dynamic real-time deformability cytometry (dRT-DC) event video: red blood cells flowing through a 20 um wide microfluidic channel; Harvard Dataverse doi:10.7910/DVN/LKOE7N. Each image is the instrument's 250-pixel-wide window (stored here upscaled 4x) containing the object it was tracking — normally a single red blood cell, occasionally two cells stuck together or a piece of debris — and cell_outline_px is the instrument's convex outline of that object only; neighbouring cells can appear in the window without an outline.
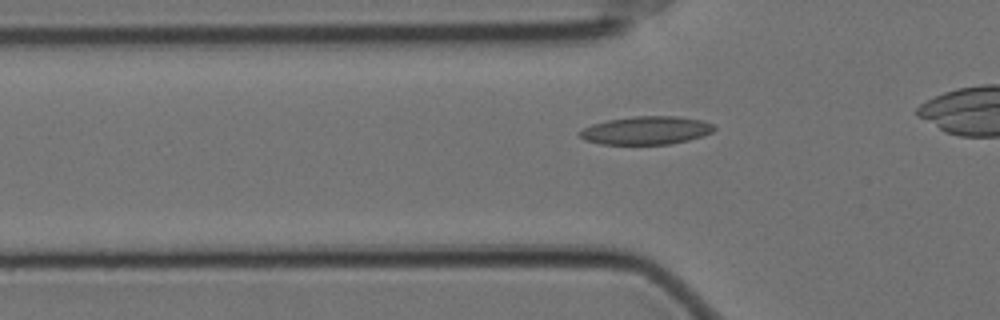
{"species": "Egyptian fruit bat (a non-hibernating species)", "species_latin": "Rousettus aegyptiacus", "temperature_condition": "cold", "stored_images_in_passage": 42, "camera_frame_rate_fps": 3000, "um_per_image_px": 0.085, "animal": {"sex": "female"}, "frame": {"image": 1, "passage_image": 14, "time_ms": 4.333, "image_size_px": [1000, 320], "cell_outline_px": [[716, 128], [712, 132], [704, 136], [672, 144], [600, 144], [584, 140], [580, 136], [580, 132], [584, 128], [592, 124], [608, 120], [632, 116], [676, 116], [704, 120], [712, 124]], "centroid_in_image_um": [54.96, 11.08], "position_along_channel_um": 70.8, "area_um2": 22.14}}
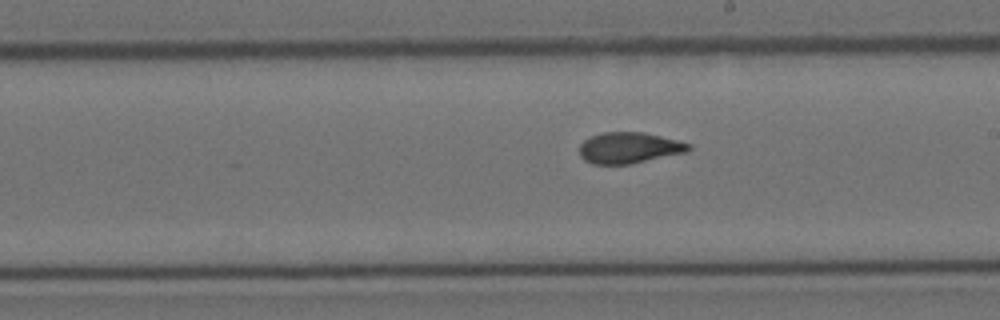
{"frame": {"image": 2, "passage_image": 28, "time_ms": 9.0, "image_size_px": [1000, 320], "cell_outline_px": [[692, 148], [688, 152], [628, 164], [592, 164], [584, 160], [580, 156], [580, 144], [584, 140], [592, 136], [604, 132], [644, 132], [692, 144]], "centroid_in_image_um": [53.48, 12.56], "position_along_channel_um": 235.5, "area_um2": 19.71}}
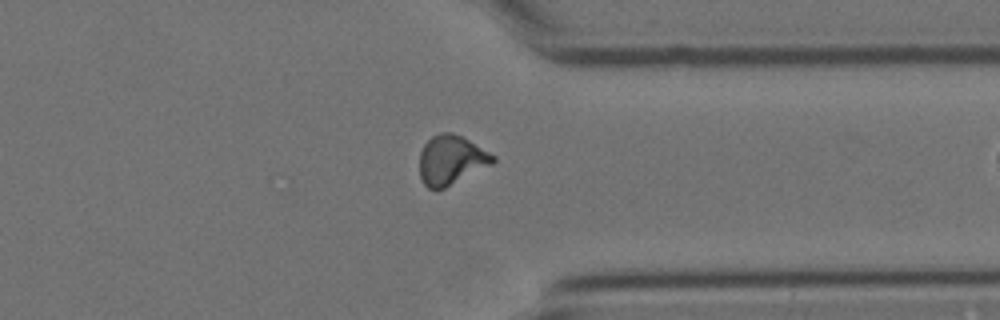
{"frame": {"image": 3, "passage_image": 40, "time_ms": 13.0, "image_size_px": [1000, 320], "cell_outline_px": [[496, 160], [492, 164], [444, 188], [428, 188], [424, 184], [420, 176], [420, 152], [424, 144], [432, 136], [440, 132], [452, 132], [464, 136], [496, 156]], "centroid_in_image_um": [38.36, 13.56], "position_along_channel_um": 373.0, "area_um2": 21.1}}